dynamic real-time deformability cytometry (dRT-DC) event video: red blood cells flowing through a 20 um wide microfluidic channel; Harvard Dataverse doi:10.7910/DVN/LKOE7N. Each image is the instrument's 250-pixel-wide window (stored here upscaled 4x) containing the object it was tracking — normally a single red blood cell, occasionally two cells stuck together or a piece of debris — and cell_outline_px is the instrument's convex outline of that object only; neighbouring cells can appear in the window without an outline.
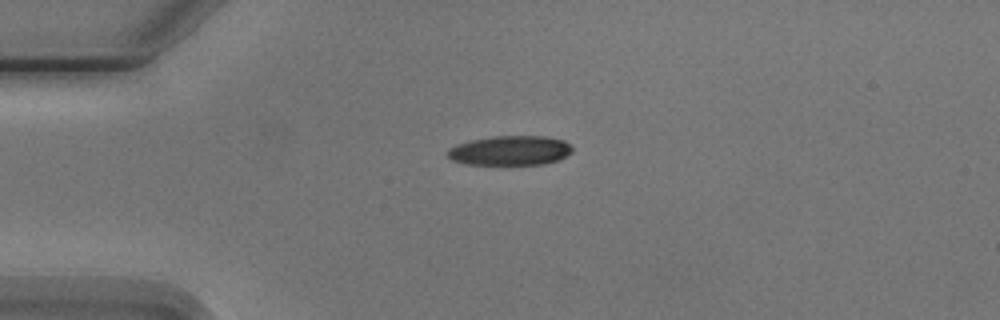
{"species": "Egyptian fruit bat (a non-hibernating species)", "species_latin": "Rousettus aegyptiacus", "temperature_condition": "cold", "stored_images_in_passage": 12, "camera_frame_rate_fps": 3000, "um_per_image_px": 0.085, "animal": {"sex": "male"}, "frame": {"image": 1, "passage_image": 1, "time_ms": 0.0, "image_size_px": [1000, 320], "cell_outline_px": [[572, 152], [560, 160], [544, 164], [464, 164], [452, 160], [448, 156], [448, 148], [456, 144], [472, 140], [496, 136], [544, 136], [564, 140], [572, 148]], "centroid_in_image_um": [43.37, 12.8], "position_along_channel_um": 41.6, "area_um2": 21.44}}
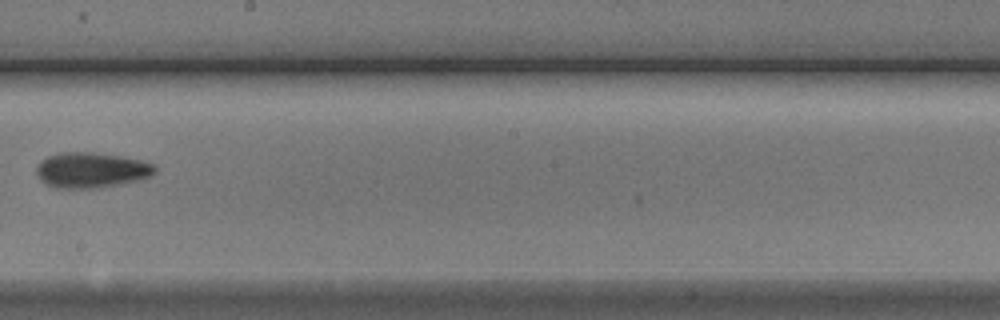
{"frame": {"image": 2, "passage_image": 6, "time_ms": 6.0, "image_size_px": [1000, 320], "cell_outline_px": [[156, 172], [148, 176], [136, 180], [100, 188], [56, 188], [40, 180], [36, 176], [36, 168], [40, 160], [48, 156], [60, 152], [92, 152], [140, 160], [152, 164], [156, 168]], "centroid_in_image_um": [7.69, 14.46], "position_along_channel_um": 240.5, "area_um2": 24.22}}
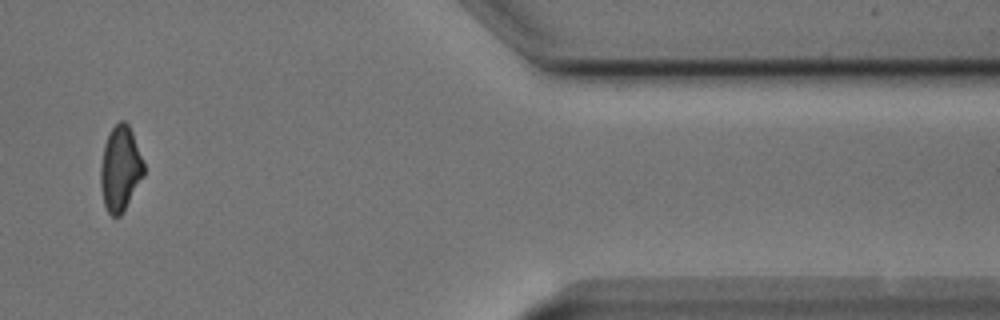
{"frame": {"image": 3, "passage_image": 10, "time_ms": 11.333, "image_size_px": [1000, 320], "cell_outline_px": [[144, 176], [120, 216], [112, 216], [108, 212], [104, 204], [100, 184], [100, 168], [104, 144], [112, 128], [120, 120], [124, 120], [128, 124], [132, 132], [144, 164]], "centroid_in_image_um": [10.22, 14.33], "position_along_channel_um": 401.2, "area_um2": 21.21}, "authors_computed_cell_mechanics": {"area_um2": 22.2241, "velocity_mm_per_s": 3.7487, "shape_relaxation_time_tau1_ms": 4.377, "shape_relaxation_time_tau2_ms": null, "deformation_change_tau1": 0.1429, "deformation_change_tau2": null}}